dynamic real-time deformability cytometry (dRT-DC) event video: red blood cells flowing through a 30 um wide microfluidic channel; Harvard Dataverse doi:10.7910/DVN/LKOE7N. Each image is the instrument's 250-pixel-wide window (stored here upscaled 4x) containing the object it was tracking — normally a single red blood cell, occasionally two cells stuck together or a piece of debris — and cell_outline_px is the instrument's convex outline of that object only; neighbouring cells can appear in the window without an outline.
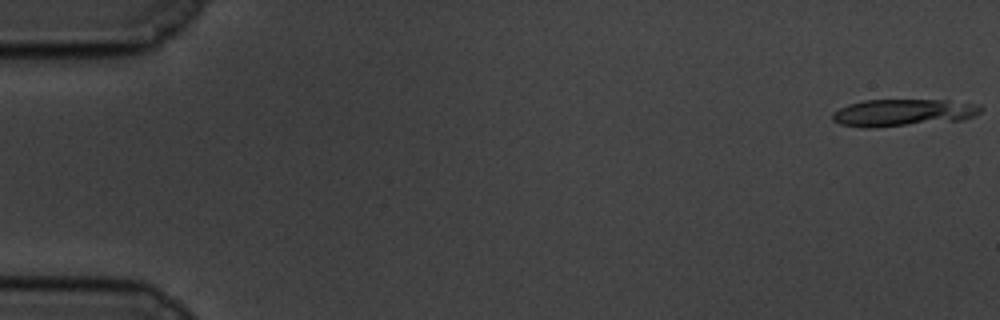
{"species": "common noctule bat (a hibernating species)", "species_latin": "Nyctalus noctula", "temperature_condition": "cold", "stored_images_in_passage": 19, "camera_frame_rate_fps": 3000, "um_per_image_px": 0.085, "animal": {"sex": "male", "body_mass_g": 19.5, "forearm_length_mm": 54.6}, "frame": {"image": 1, "passage_image": 1, "time_ms": 0.0, "image_size_px": [1000, 320], "cell_outline_px": [[984, 108], [980, 112], [972, 116], [960, 120], [876, 128], [864, 128], [840, 124], [832, 120], [832, 112], [848, 104], [864, 100], [948, 100], [980, 104]], "centroid_in_image_um": [76.74, 9.57], "position_along_channel_um": 8.3, "area_um2": 23.64}}
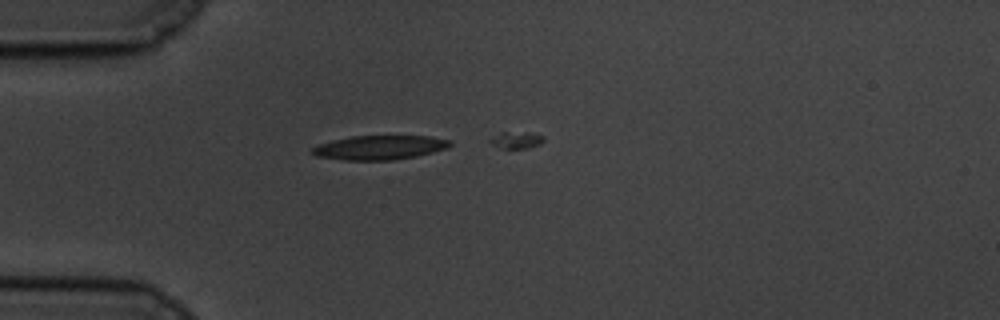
{"frame": {"image": 2, "passage_image": 16, "time_ms": 5.0, "image_size_px": [1000, 320], "cell_outline_px": [[452, 144], [448, 148], [416, 156], [392, 160], [344, 160], [316, 156], [312, 152], [312, 148], [320, 144], [332, 140], [352, 136], [428, 136], [452, 140]], "centroid_in_image_um": [32.29, 12.53], "position_along_channel_um": 52.7, "area_um2": 19.36}}